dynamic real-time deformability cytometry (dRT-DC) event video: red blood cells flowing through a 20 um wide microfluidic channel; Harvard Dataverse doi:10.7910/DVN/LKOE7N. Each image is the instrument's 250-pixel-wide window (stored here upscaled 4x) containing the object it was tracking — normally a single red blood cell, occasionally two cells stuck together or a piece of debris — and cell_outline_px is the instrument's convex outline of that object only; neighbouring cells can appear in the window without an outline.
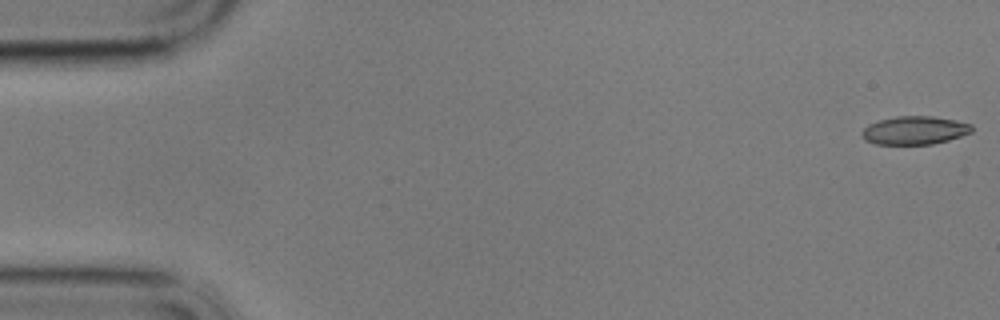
{"species": "common noctule bat (a hibernating species)", "species_latin": "Nyctalus noctula", "temperature_condition": "cold", "stored_images_in_passage": 57, "camera_frame_rate_fps": 3000, "um_per_image_px": 0.085, "animal": {"sex": "male", "body_mass_g": 17.9}, "frame": {"image": 1, "passage_image": 1, "time_ms": 0.0, "image_size_px": [1000, 320], "cell_outline_px": [[972, 132], [948, 140], [932, 144], [876, 144], [864, 140], [860, 132], [868, 124], [880, 120], [896, 116], [932, 116], [956, 120], [972, 124]], "centroid_in_image_um": [77.73, 11.07], "position_along_channel_um": 7.3, "area_um2": 18.15}}
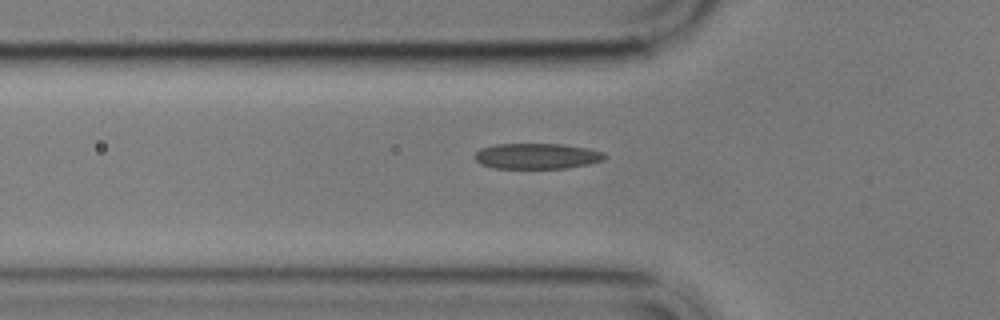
{"frame": {"image": 2, "passage_image": 19, "time_ms": 6.0, "image_size_px": [1000, 320], "cell_outline_px": [[608, 156], [604, 160], [588, 164], [568, 168], [492, 168], [480, 164], [476, 160], [476, 152], [480, 148], [496, 144], [564, 144], [588, 148], [604, 152]], "centroid_in_image_um": [45.67, 13.27], "position_along_channel_um": 80.1, "area_um2": 19.54}}
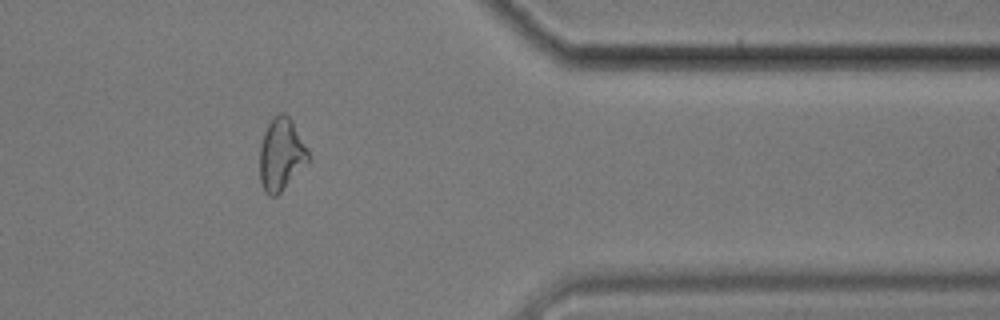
{"frame": {"image": 3, "passage_image": 47, "time_ms": 15.333, "image_size_px": [1000, 320], "cell_outline_px": [[312, 160], [276, 196], [268, 196], [264, 192], [260, 180], [260, 144], [264, 132], [272, 116], [280, 112], [284, 112], [292, 120], [312, 156]], "centroid_in_image_um": [23.93, 13.12], "position_along_channel_um": 387.5, "area_um2": 20.98}, "authors_computed_cell_mechanics": {"area_um2": 19.3052, "velocity_mm_per_s": 3.4791, "shape_relaxation_time_tau1_ms": null, "shape_relaxation_time_tau2_ms": 2.9406, "deformation_change_tau1": null, "deformation_change_tau2": 0.1122}}